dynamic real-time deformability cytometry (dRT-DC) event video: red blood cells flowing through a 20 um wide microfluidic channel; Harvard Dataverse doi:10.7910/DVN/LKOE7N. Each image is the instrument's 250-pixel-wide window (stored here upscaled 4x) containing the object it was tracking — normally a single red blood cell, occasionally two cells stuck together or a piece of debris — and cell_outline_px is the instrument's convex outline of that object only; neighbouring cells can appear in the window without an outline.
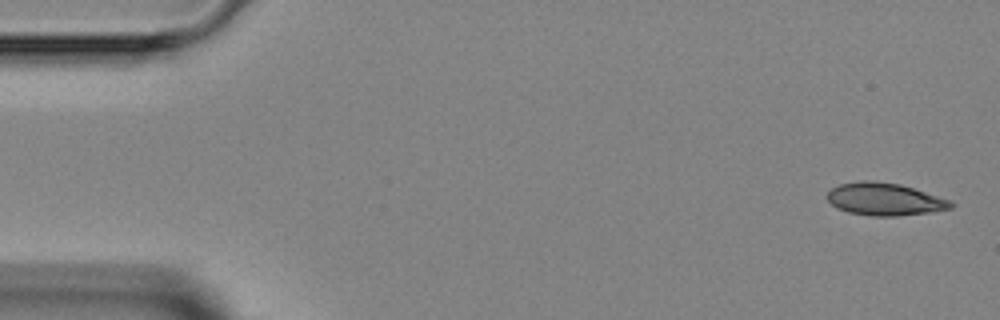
{"species": "Egyptian fruit bat (a non-hibernating species)", "species_latin": "Rousettus aegyptiacus", "temperature_condition": "room temperature", "stored_images_in_passage": 4, "camera_frame_rate_fps": 3000, "um_per_image_px": 0.085, "animal": {"sex": "female"}, "frame": {"image": 1, "passage_image": 1, "time_ms": 0.0, "image_size_px": [1000, 320], "cell_outline_px": [[956, 204], [952, 208], [932, 212], [896, 216], [872, 216], [848, 212], [836, 208], [828, 200], [828, 192], [832, 188], [840, 184], [860, 180], [872, 180], [900, 184], [952, 200]], "centroid_in_image_um": [75.23, 16.93], "position_along_channel_um": 9.8, "area_um2": 23.58}}
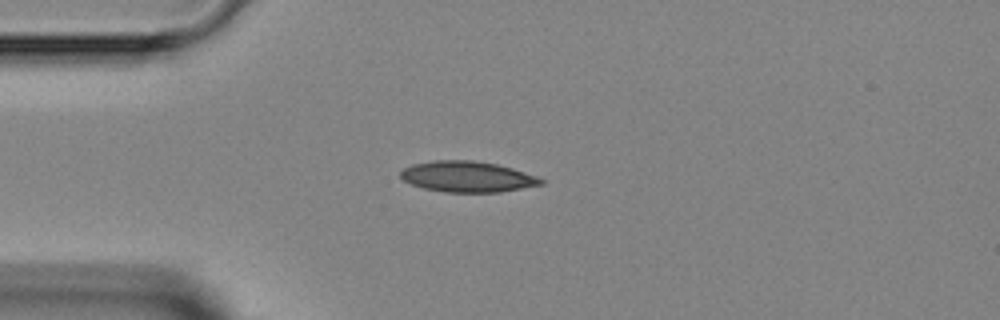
{"frame": {"image": 2, "passage_image": 4, "time_ms": 3.333, "image_size_px": [1000, 320], "cell_outline_px": [[544, 184], [500, 192], [444, 192], [424, 188], [412, 184], [404, 180], [400, 176], [400, 172], [404, 168], [412, 164], [432, 160], [472, 160], [496, 164], [512, 168], [536, 176], [544, 180]], "centroid_in_image_um": [39.72, 15.01], "position_along_channel_um": 45.3, "area_um2": 25.14}}